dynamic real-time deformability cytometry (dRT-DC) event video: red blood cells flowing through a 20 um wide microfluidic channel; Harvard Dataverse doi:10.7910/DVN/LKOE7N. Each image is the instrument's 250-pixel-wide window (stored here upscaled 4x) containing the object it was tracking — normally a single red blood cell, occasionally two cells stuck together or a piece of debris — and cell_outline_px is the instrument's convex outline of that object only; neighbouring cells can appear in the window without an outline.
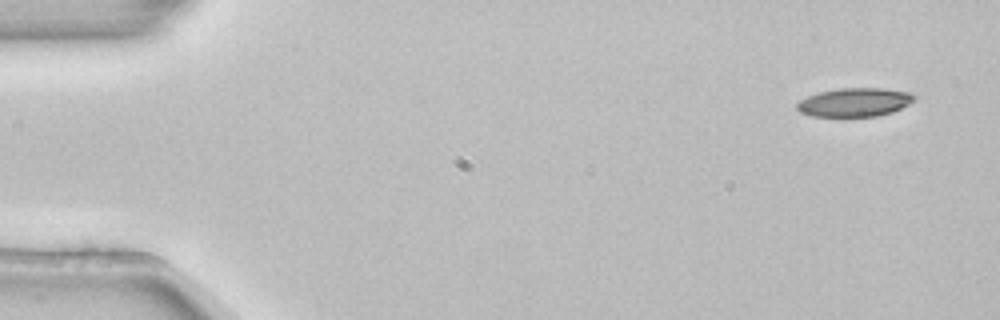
{"species": "common noctule bat (a hibernating species)", "species_latin": "Nyctalus noctula", "temperature_condition": "room temperature", "stored_images_in_passage": 4, "camera_frame_rate_fps": 3000, "um_per_image_px": 0.085, "animal": {"sex": "female", "body_mass_g": 22.7, "forearm_length_mm": 54.2}, "frame": {"image": 1, "passage_image": 1, "time_ms": 0.0, "image_size_px": [1000, 320], "cell_outline_px": [[916, 100], [892, 112], [876, 116], [812, 116], [800, 112], [796, 108], [796, 104], [800, 100], [808, 96], [820, 92], [840, 88], [884, 88], [908, 92], [916, 96]], "centroid_in_image_um": [72.65, 8.69], "position_along_channel_um": 12.4, "area_um2": 19.48}}
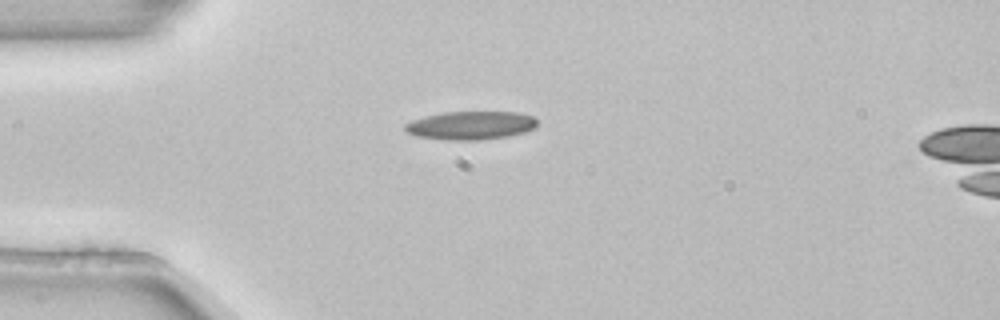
{"frame": {"image": 2, "passage_image": 3, "time_ms": 0.667, "image_size_px": [1000, 320], "cell_outline_px": [[536, 128], [524, 132], [508, 136], [480, 140], [448, 140], [416, 136], [408, 132], [404, 128], [404, 124], [412, 120], [424, 116], [444, 112], [516, 112], [532, 116], [536, 120]], "centroid_in_image_um": [40.0, 10.66], "position_along_channel_um": 45.0, "area_um2": 21.85}}